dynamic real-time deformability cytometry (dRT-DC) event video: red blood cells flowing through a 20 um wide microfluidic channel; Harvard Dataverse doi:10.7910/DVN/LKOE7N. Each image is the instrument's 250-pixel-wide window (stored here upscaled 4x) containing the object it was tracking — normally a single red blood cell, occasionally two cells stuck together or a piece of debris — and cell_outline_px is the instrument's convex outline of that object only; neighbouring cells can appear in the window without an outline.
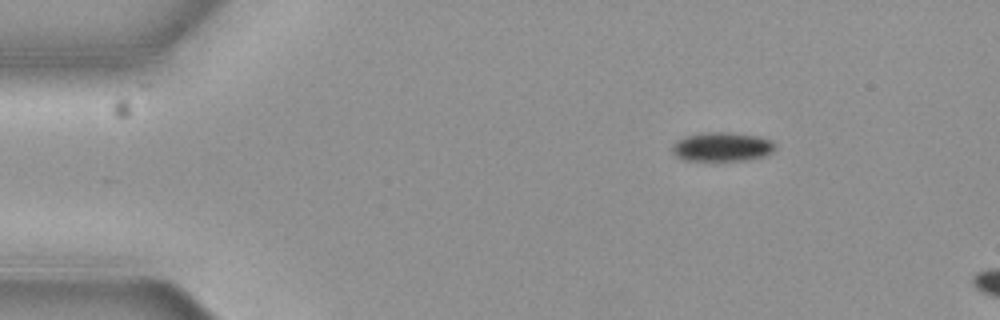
{"species": "common noctule bat (a hibernating species)", "species_latin": "Nyctalus noctula", "temperature_condition": "cold", "stored_images_in_passage": 4, "camera_frame_rate_fps": 3000, "um_per_image_px": 0.085, "animal": {"sex": "female", "body_mass_g": 19.3, "forearm_length_mm": 54.1}, "frame": {"image": 1, "passage_image": 1, "time_ms": 0.0, "image_size_px": [1000, 320], "cell_outline_px": [[776, 148], [772, 152], [764, 156], [744, 160], [684, 160], [676, 156], [672, 152], [672, 144], [676, 140], [684, 136], [704, 132], [728, 132], [756, 136], [772, 140]], "centroid_in_image_um": [61.34, 12.47], "position_along_channel_um": 23.7, "area_um2": 17.46}}